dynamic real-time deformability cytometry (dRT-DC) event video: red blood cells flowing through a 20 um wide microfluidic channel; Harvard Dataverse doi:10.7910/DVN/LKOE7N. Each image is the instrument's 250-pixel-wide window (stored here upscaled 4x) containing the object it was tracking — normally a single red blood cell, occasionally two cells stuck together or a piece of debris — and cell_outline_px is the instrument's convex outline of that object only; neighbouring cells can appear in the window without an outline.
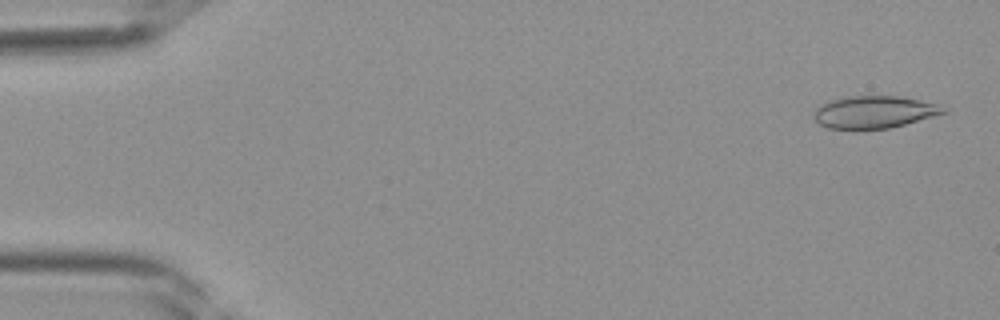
{"species": "Egyptian fruit bat (a non-hibernating species)", "species_latin": "Rousettus aegyptiacus", "temperature_condition": "room temperature", "stored_images_in_passage": 40, "camera_frame_rate_fps": 3000, "um_per_image_px": 0.085, "frame": {"image": 1, "passage_image": 2, "time_ms": 0.333, "image_size_px": [1000, 320], "cell_outline_px": [[948, 112], [904, 124], [888, 128], [856, 132], [828, 128], [820, 124], [812, 116], [816, 108], [820, 104], [828, 100], [844, 96], [900, 96], [940, 104]], "centroid_in_image_um": [74.23, 9.55], "position_along_channel_um": 10.8, "area_um2": 25.14}}
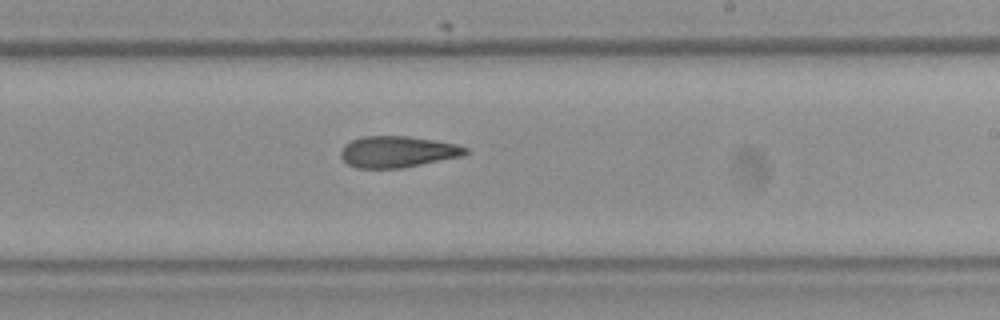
{"frame": {"image": 2, "passage_image": 24, "time_ms": 7.667, "image_size_px": [1000, 320], "cell_outline_px": [[468, 152], [464, 156], [404, 168], [356, 168], [348, 164], [340, 156], [340, 152], [344, 144], [352, 140], [364, 136], [408, 136], [436, 140], [456, 144], [468, 148]], "centroid_in_image_um": [33.81, 12.9], "position_along_channel_um": 255.2, "area_um2": 23.0}}
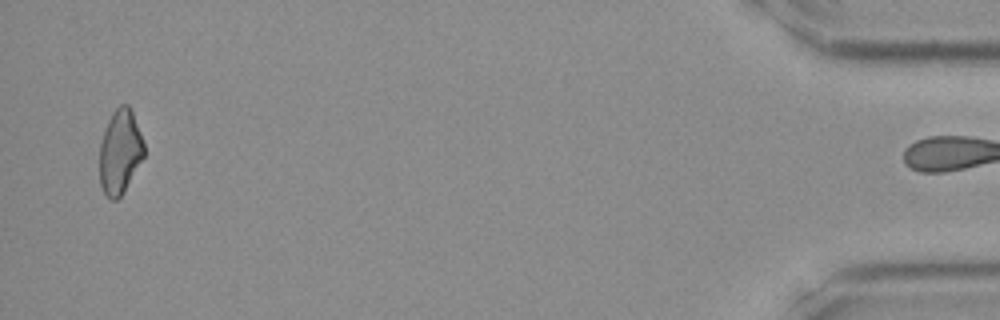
{"frame": {"image": 3, "passage_image": 39, "time_ms": 12.667, "image_size_px": [1000, 320], "cell_outline_px": [[144, 156], [124, 192], [116, 200], [112, 200], [104, 192], [100, 184], [100, 144], [108, 120], [112, 112], [120, 104], [128, 104], [132, 112], [140, 132], [144, 144]], "centroid_in_image_um": [10.2, 12.9], "position_along_channel_um": 425.0, "area_um2": 21.62}}